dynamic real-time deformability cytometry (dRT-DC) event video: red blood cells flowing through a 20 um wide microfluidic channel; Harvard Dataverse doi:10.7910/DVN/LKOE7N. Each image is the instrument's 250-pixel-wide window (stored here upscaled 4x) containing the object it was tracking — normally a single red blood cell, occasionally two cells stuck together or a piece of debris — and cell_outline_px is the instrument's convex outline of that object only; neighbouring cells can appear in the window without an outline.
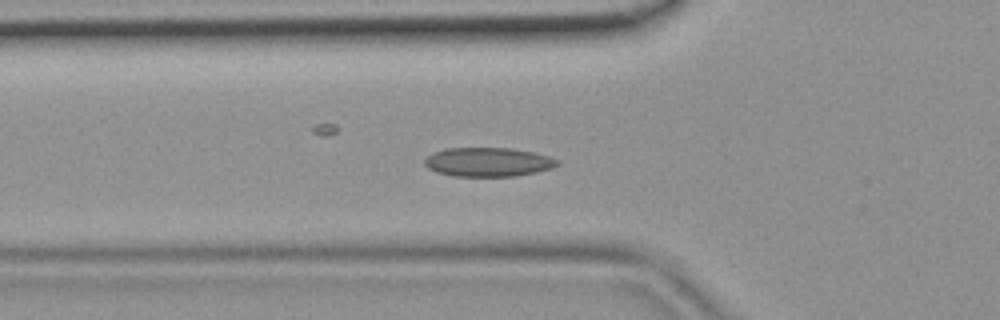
{"species": "common noctule bat (a hibernating species)", "species_latin": "Nyctalus noctula", "temperature_condition": "room temperature", "stored_images_in_passage": 44, "camera_frame_rate_fps": 3000, "um_per_image_px": 0.085, "animal": {"sex": "female", "body_mass_g": 19.9}, "frame": {"image": 1, "passage_image": 14, "time_ms": 4.333, "image_size_px": [1000, 320], "cell_outline_px": [[560, 164], [552, 168], [536, 172], [516, 176], [452, 176], [436, 172], [428, 168], [424, 164], [424, 160], [432, 152], [448, 148], [512, 148], [532, 152], [548, 156], [560, 160]], "centroid_in_image_um": [41.49, 13.77], "position_along_channel_um": 84.3, "area_um2": 22.54}}
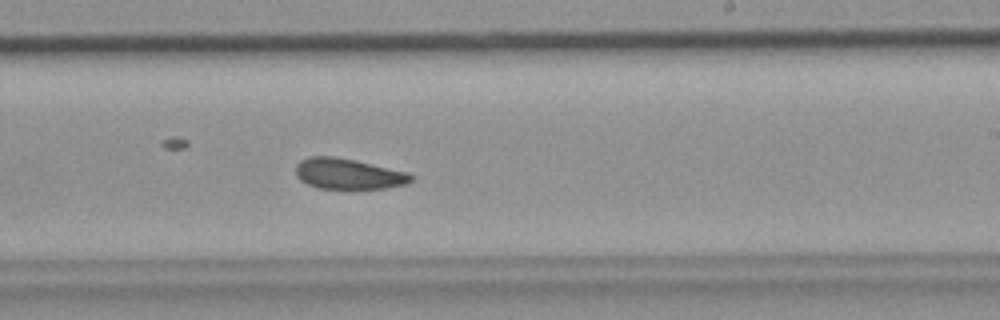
{"frame": {"image": 2, "passage_image": 26, "time_ms": 8.333, "image_size_px": [1000, 320], "cell_outline_px": [[412, 180], [408, 184], [388, 188], [316, 188], [300, 180], [296, 176], [296, 164], [300, 160], [308, 156], [336, 156], [408, 172], [412, 176]], "centroid_in_image_um": [29.58, 14.77], "position_along_channel_um": 259.4, "area_um2": 20.63}}
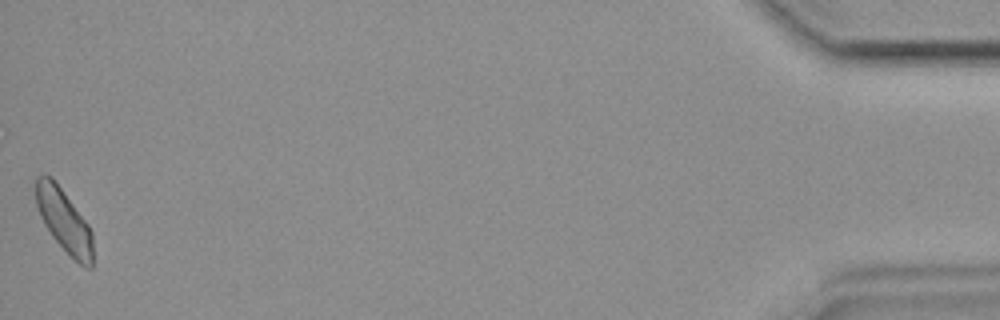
{"frame": {"image": 3, "passage_image": 44, "time_ms": 14.333, "image_size_px": [1000, 320], "cell_outline_px": [[92, 268], [84, 268], [52, 236], [44, 224], [40, 216], [36, 204], [36, 176], [44, 172], [52, 176], [88, 224], [92, 232]], "centroid_in_image_um": [5.42, 18.7], "position_along_channel_um": 429.8, "area_um2": 20.75}}